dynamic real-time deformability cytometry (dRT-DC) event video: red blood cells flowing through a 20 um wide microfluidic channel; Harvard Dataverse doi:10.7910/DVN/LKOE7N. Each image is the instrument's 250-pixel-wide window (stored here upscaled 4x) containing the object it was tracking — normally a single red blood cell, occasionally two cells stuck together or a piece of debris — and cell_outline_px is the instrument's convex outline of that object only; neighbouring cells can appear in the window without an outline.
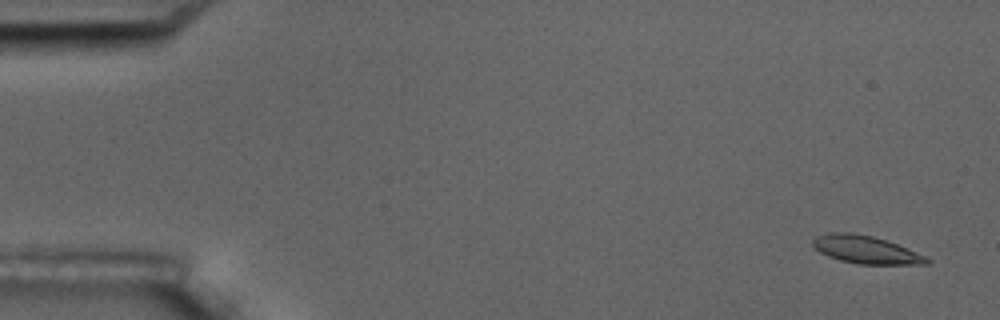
{"species": "common noctule bat (a hibernating species)", "species_latin": "Nyctalus noctula", "temperature_condition": "room temperature", "stored_images_in_passage": 5, "camera_frame_rate_fps": 3000, "um_per_image_px": 0.085, "animal": {"sex": "male", "body_mass_g": 17.5, "forearm_length_mm": 52.3}, "frame": {"image": 1, "passage_image": 1, "time_ms": 0.0, "image_size_px": [1000, 320], "cell_outline_px": [[932, 260], [928, 264], [856, 264], [840, 260], [828, 256], [820, 252], [812, 244], [812, 240], [816, 236], [832, 232], [852, 232], [872, 236], [888, 240], [916, 252]], "centroid_in_image_um": [73.59, 21.22], "position_along_channel_um": 11.4, "area_um2": 18.44}}
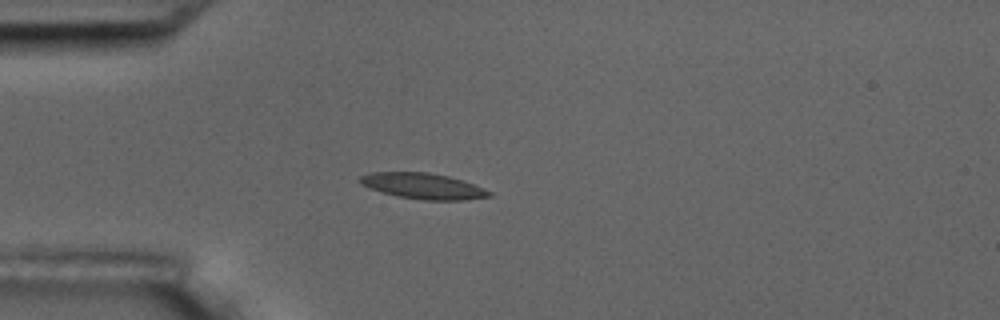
{"frame": {"image": 2, "passage_image": 5, "time_ms": 4.333, "image_size_px": [1000, 320], "cell_outline_px": [[492, 196], [460, 200], [424, 200], [396, 196], [360, 184], [360, 176], [372, 172], [428, 172], [448, 176], [464, 180], [492, 192]], "centroid_in_image_um": [35.98, 15.81], "position_along_channel_um": 49.0, "area_um2": 19.25}}